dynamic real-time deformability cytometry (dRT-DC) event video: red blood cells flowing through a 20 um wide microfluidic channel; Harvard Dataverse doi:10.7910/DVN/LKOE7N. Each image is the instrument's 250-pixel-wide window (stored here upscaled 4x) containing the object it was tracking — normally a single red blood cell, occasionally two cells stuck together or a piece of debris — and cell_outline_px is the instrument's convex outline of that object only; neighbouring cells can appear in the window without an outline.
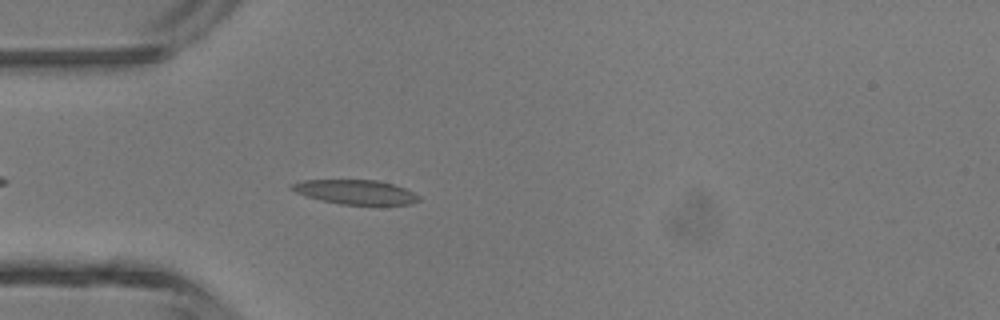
{"species": "common noctule bat (a hibernating species)", "species_latin": "Nyctalus noctula", "temperature_condition": "room temperature", "stored_images_in_passage": 36, "camera_frame_rate_fps": 3000, "um_per_image_px": 0.085, "animal": {"sex": "male", "body_mass_g": 13.3}, "frame": {"image": 1, "passage_image": 4, "time_ms": 1.0, "image_size_px": [1000, 320], "cell_outline_px": [[420, 200], [412, 204], [340, 204], [320, 200], [296, 192], [288, 188], [292, 184], [304, 180], [376, 180], [392, 184], [404, 188], [420, 196]], "centroid_in_image_um": [30.22, 16.32], "position_along_channel_um": 54.8, "area_um2": 17.8}}
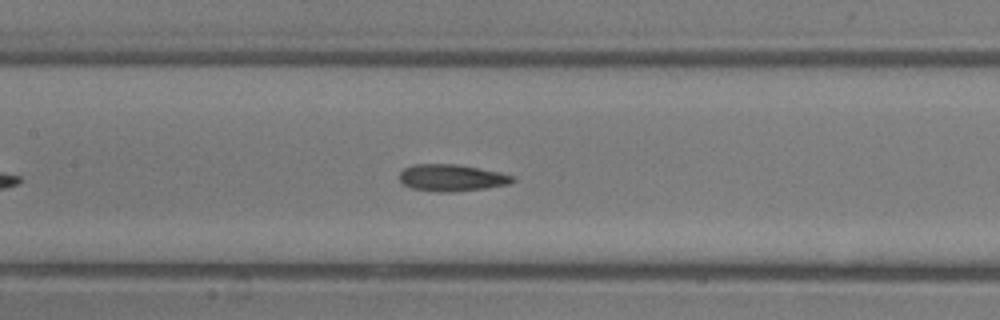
{"frame": {"image": 2, "passage_image": 12, "time_ms": 3.667, "image_size_px": [1000, 320], "cell_outline_px": [[516, 180], [508, 184], [484, 188], [452, 192], [436, 192], [412, 188], [404, 184], [400, 180], [400, 172], [404, 168], [412, 164], [460, 164], [500, 172], [516, 176]], "centroid_in_image_um": [38.41, 15.1], "position_along_channel_um": 169.0, "area_um2": 17.8}}
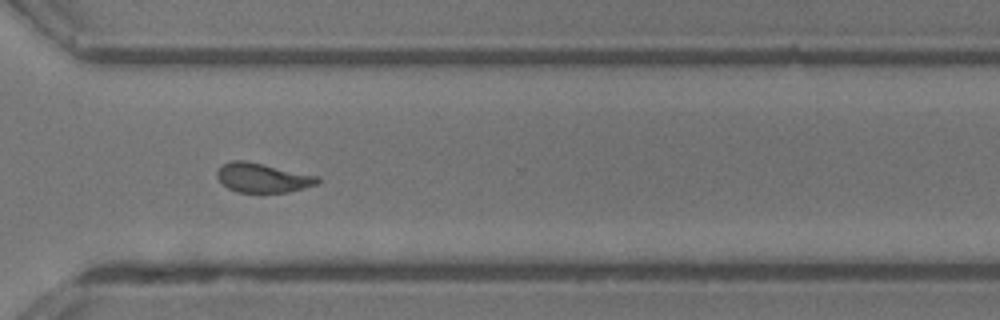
{"frame": {"image": 3, "passage_image": 24, "time_ms": 7.667, "image_size_px": [1000, 320], "cell_outline_px": [[320, 180], [316, 184], [304, 188], [288, 192], [240, 192], [228, 188], [216, 176], [216, 172], [224, 164], [232, 160], [244, 160], [264, 164], [316, 176]], "centroid_in_image_um": [22.3, 15.11], "position_along_channel_um": 348.3, "area_um2": 16.82}, "authors_computed_cell_mechanics": {"area_um2": 17.3689, "velocity_mm_per_s": 4.4965, "shape_relaxation_time_tau1_ms": 6.2562, "shape_relaxation_time_tau2_ms": 2.4532, "deformation_change_tau1": 0.1781, "deformation_change_tau2": 0.107}}